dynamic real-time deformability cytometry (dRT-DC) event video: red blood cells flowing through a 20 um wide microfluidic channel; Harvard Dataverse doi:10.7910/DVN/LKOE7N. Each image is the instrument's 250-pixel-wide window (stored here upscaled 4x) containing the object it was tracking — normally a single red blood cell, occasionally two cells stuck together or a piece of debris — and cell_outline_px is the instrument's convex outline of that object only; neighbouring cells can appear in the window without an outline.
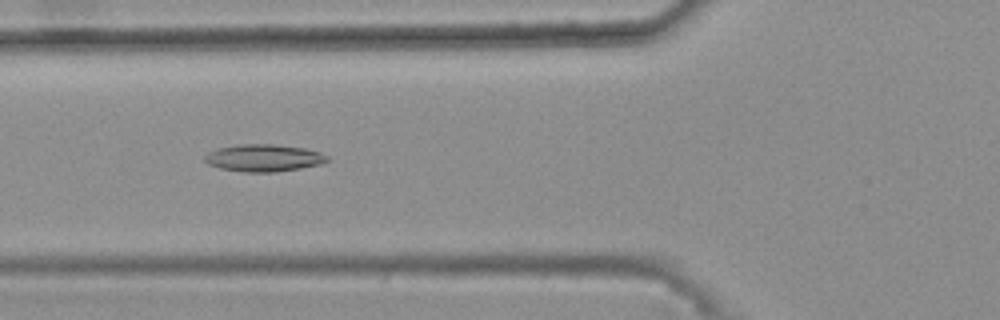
{"species": "common noctule bat (a hibernating species)", "species_latin": "Nyctalus noctula", "temperature_condition": "warm", "stored_images_in_passage": 38, "camera_frame_rate_fps": 3000, "um_per_image_px": 0.085, "animal": {"sex": "female", "body_mass_g": 25.1}, "frame": {"image": 1, "passage_image": 10, "time_ms": 3.0, "image_size_px": [1000, 320], "cell_outline_px": [[328, 160], [320, 164], [300, 168], [276, 172], [244, 172], [220, 168], [208, 164], [204, 160], [204, 156], [208, 152], [216, 148], [236, 144], [276, 144], [304, 148], [320, 152], [328, 156]], "centroid_in_image_um": [22.38, 13.41], "position_along_channel_um": 103.4, "area_um2": 19.54}}
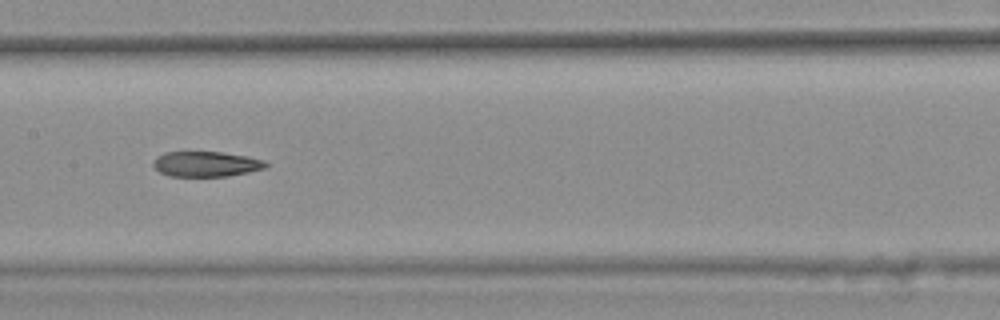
{"frame": {"image": 2, "passage_image": 17, "time_ms": 5.333, "image_size_px": [1000, 320], "cell_outline_px": [[268, 164], [264, 168], [248, 172], [228, 176], [168, 176], [160, 172], [152, 164], [156, 156], [164, 152], [220, 152], [248, 156], [264, 160]], "centroid_in_image_um": [17.5, 13.94], "position_along_channel_um": 189.9, "area_um2": 16.53}}
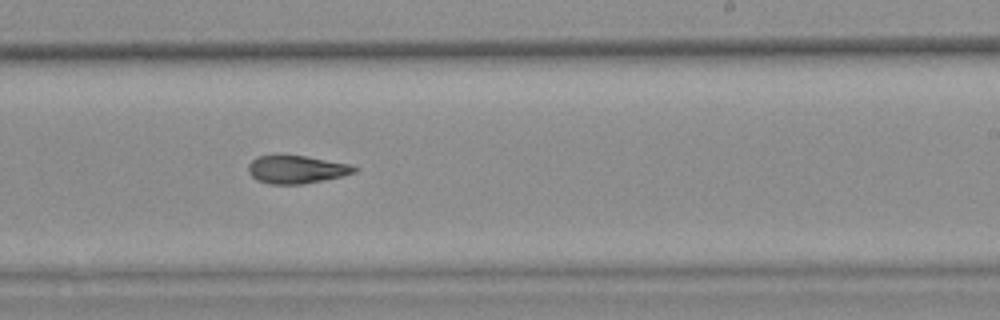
{"frame": {"image": 3, "passage_image": 23, "time_ms": 7.333, "image_size_px": [1000, 320], "cell_outline_px": [[360, 168], [356, 172], [324, 180], [304, 184], [268, 184], [256, 180], [248, 172], [248, 164], [256, 156], [276, 152], [304, 156], [352, 164]], "centroid_in_image_um": [25.15, 14.36], "position_along_channel_um": 263.8, "area_um2": 17.98}, "authors_computed_cell_mechanics": {"area_um2": 17.8313, "velocity_mm_per_s": 3.7033, "shape_relaxation_time_tau1_ms": null, "shape_relaxation_time_tau2_ms": 6.4051, "deformation_change_tau1": null, "deformation_change_tau2": 0.1737}}